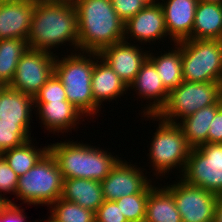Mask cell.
<instances>
[{
	"instance_id": "cell-38",
	"label": "cell",
	"mask_w": 222,
	"mask_h": 222,
	"mask_svg": "<svg viewBox=\"0 0 222 222\" xmlns=\"http://www.w3.org/2000/svg\"><path fill=\"white\" fill-rule=\"evenodd\" d=\"M12 200H9L8 198L6 199L5 196L2 197L0 195V213L5 209V207L10 203L11 204Z\"/></svg>"
},
{
	"instance_id": "cell-20",
	"label": "cell",
	"mask_w": 222,
	"mask_h": 222,
	"mask_svg": "<svg viewBox=\"0 0 222 222\" xmlns=\"http://www.w3.org/2000/svg\"><path fill=\"white\" fill-rule=\"evenodd\" d=\"M191 39L222 40V4L198 1Z\"/></svg>"
},
{
	"instance_id": "cell-4",
	"label": "cell",
	"mask_w": 222,
	"mask_h": 222,
	"mask_svg": "<svg viewBox=\"0 0 222 222\" xmlns=\"http://www.w3.org/2000/svg\"><path fill=\"white\" fill-rule=\"evenodd\" d=\"M75 52L63 60L55 58L54 73L61 80L67 100L72 103L83 115H95L100 106L94 101L91 77L96 59H100L99 53L87 52L90 54L86 57L84 52ZM85 56V57H84ZM95 60H92V58ZM96 57V58H95Z\"/></svg>"
},
{
	"instance_id": "cell-29",
	"label": "cell",
	"mask_w": 222,
	"mask_h": 222,
	"mask_svg": "<svg viewBox=\"0 0 222 222\" xmlns=\"http://www.w3.org/2000/svg\"><path fill=\"white\" fill-rule=\"evenodd\" d=\"M30 123L0 122V152L22 145L30 139Z\"/></svg>"
},
{
	"instance_id": "cell-9",
	"label": "cell",
	"mask_w": 222,
	"mask_h": 222,
	"mask_svg": "<svg viewBox=\"0 0 222 222\" xmlns=\"http://www.w3.org/2000/svg\"><path fill=\"white\" fill-rule=\"evenodd\" d=\"M183 173L180 178L186 183L222 194V144L207 143L191 149Z\"/></svg>"
},
{
	"instance_id": "cell-30",
	"label": "cell",
	"mask_w": 222,
	"mask_h": 222,
	"mask_svg": "<svg viewBox=\"0 0 222 222\" xmlns=\"http://www.w3.org/2000/svg\"><path fill=\"white\" fill-rule=\"evenodd\" d=\"M149 193L123 196L115 202L128 222H144Z\"/></svg>"
},
{
	"instance_id": "cell-43",
	"label": "cell",
	"mask_w": 222,
	"mask_h": 222,
	"mask_svg": "<svg viewBox=\"0 0 222 222\" xmlns=\"http://www.w3.org/2000/svg\"><path fill=\"white\" fill-rule=\"evenodd\" d=\"M44 222H45V221H44ZM46 222H55V221L49 217V219L46 220Z\"/></svg>"
},
{
	"instance_id": "cell-37",
	"label": "cell",
	"mask_w": 222,
	"mask_h": 222,
	"mask_svg": "<svg viewBox=\"0 0 222 222\" xmlns=\"http://www.w3.org/2000/svg\"><path fill=\"white\" fill-rule=\"evenodd\" d=\"M213 222H222V194L217 198Z\"/></svg>"
},
{
	"instance_id": "cell-27",
	"label": "cell",
	"mask_w": 222,
	"mask_h": 222,
	"mask_svg": "<svg viewBox=\"0 0 222 222\" xmlns=\"http://www.w3.org/2000/svg\"><path fill=\"white\" fill-rule=\"evenodd\" d=\"M31 144V140L29 139L22 145L1 153L7 164L18 176L28 172L49 151V146L37 149L35 146L32 147Z\"/></svg>"
},
{
	"instance_id": "cell-14",
	"label": "cell",
	"mask_w": 222,
	"mask_h": 222,
	"mask_svg": "<svg viewBox=\"0 0 222 222\" xmlns=\"http://www.w3.org/2000/svg\"><path fill=\"white\" fill-rule=\"evenodd\" d=\"M34 9L35 0L0 1V40H27Z\"/></svg>"
},
{
	"instance_id": "cell-41",
	"label": "cell",
	"mask_w": 222,
	"mask_h": 222,
	"mask_svg": "<svg viewBox=\"0 0 222 222\" xmlns=\"http://www.w3.org/2000/svg\"><path fill=\"white\" fill-rule=\"evenodd\" d=\"M199 1H205V2H212V3L222 4V0H199Z\"/></svg>"
},
{
	"instance_id": "cell-39",
	"label": "cell",
	"mask_w": 222,
	"mask_h": 222,
	"mask_svg": "<svg viewBox=\"0 0 222 222\" xmlns=\"http://www.w3.org/2000/svg\"><path fill=\"white\" fill-rule=\"evenodd\" d=\"M145 5H152L158 3L156 0H141ZM156 1V2H155Z\"/></svg>"
},
{
	"instance_id": "cell-40",
	"label": "cell",
	"mask_w": 222,
	"mask_h": 222,
	"mask_svg": "<svg viewBox=\"0 0 222 222\" xmlns=\"http://www.w3.org/2000/svg\"><path fill=\"white\" fill-rule=\"evenodd\" d=\"M37 1H54V2H70V3H74L75 0H37Z\"/></svg>"
},
{
	"instance_id": "cell-35",
	"label": "cell",
	"mask_w": 222,
	"mask_h": 222,
	"mask_svg": "<svg viewBox=\"0 0 222 222\" xmlns=\"http://www.w3.org/2000/svg\"><path fill=\"white\" fill-rule=\"evenodd\" d=\"M209 127L208 143L222 144V107L216 112Z\"/></svg>"
},
{
	"instance_id": "cell-15",
	"label": "cell",
	"mask_w": 222,
	"mask_h": 222,
	"mask_svg": "<svg viewBox=\"0 0 222 222\" xmlns=\"http://www.w3.org/2000/svg\"><path fill=\"white\" fill-rule=\"evenodd\" d=\"M130 33V37L141 43L163 39L168 35L165 18L160 2L146 5L134 17L124 24V39Z\"/></svg>"
},
{
	"instance_id": "cell-32",
	"label": "cell",
	"mask_w": 222,
	"mask_h": 222,
	"mask_svg": "<svg viewBox=\"0 0 222 222\" xmlns=\"http://www.w3.org/2000/svg\"><path fill=\"white\" fill-rule=\"evenodd\" d=\"M97 222H128L115 201L104 200L95 212Z\"/></svg>"
},
{
	"instance_id": "cell-3",
	"label": "cell",
	"mask_w": 222,
	"mask_h": 222,
	"mask_svg": "<svg viewBox=\"0 0 222 222\" xmlns=\"http://www.w3.org/2000/svg\"><path fill=\"white\" fill-rule=\"evenodd\" d=\"M48 146L63 179L84 178L101 182L120 160L106 150L73 141Z\"/></svg>"
},
{
	"instance_id": "cell-2",
	"label": "cell",
	"mask_w": 222,
	"mask_h": 222,
	"mask_svg": "<svg viewBox=\"0 0 222 222\" xmlns=\"http://www.w3.org/2000/svg\"><path fill=\"white\" fill-rule=\"evenodd\" d=\"M78 14L79 51L97 52L124 40V22L111 0H75Z\"/></svg>"
},
{
	"instance_id": "cell-5",
	"label": "cell",
	"mask_w": 222,
	"mask_h": 222,
	"mask_svg": "<svg viewBox=\"0 0 222 222\" xmlns=\"http://www.w3.org/2000/svg\"><path fill=\"white\" fill-rule=\"evenodd\" d=\"M63 176L55 157L48 151L28 172L18 177L16 196L24 203L48 206L61 198Z\"/></svg>"
},
{
	"instance_id": "cell-13",
	"label": "cell",
	"mask_w": 222,
	"mask_h": 222,
	"mask_svg": "<svg viewBox=\"0 0 222 222\" xmlns=\"http://www.w3.org/2000/svg\"><path fill=\"white\" fill-rule=\"evenodd\" d=\"M133 45L124 39L99 52L100 58L111 67L128 88L149 54L146 52L144 54L141 49Z\"/></svg>"
},
{
	"instance_id": "cell-23",
	"label": "cell",
	"mask_w": 222,
	"mask_h": 222,
	"mask_svg": "<svg viewBox=\"0 0 222 222\" xmlns=\"http://www.w3.org/2000/svg\"><path fill=\"white\" fill-rule=\"evenodd\" d=\"M34 98L8 86L0 92V122L30 123Z\"/></svg>"
},
{
	"instance_id": "cell-22",
	"label": "cell",
	"mask_w": 222,
	"mask_h": 222,
	"mask_svg": "<svg viewBox=\"0 0 222 222\" xmlns=\"http://www.w3.org/2000/svg\"><path fill=\"white\" fill-rule=\"evenodd\" d=\"M221 107L222 103H215L183 118L180 121L182 123H177L192 149L208 143L209 125Z\"/></svg>"
},
{
	"instance_id": "cell-11",
	"label": "cell",
	"mask_w": 222,
	"mask_h": 222,
	"mask_svg": "<svg viewBox=\"0 0 222 222\" xmlns=\"http://www.w3.org/2000/svg\"><path fill=\"white\" fill-rule=\"evenodd\" d=\"M165 188L173 195L182 222H213L218 195L183 179Z\"/></svg>"
},
{
	"instance_id": "cell-24",
	"label": "cell",
	"mask_w": 222,
	"mask_h": 222,
	"mask_svg": "<svg viewBox=\"0 0 222 222\" xmlns=\"http://www.w3.org/2000/svg\"><path fill=\"white\" fill-rule=\"evenodd\" d=\"M144 222H182L173 195L165 186L151 187Z\"/></svg>"
},
{
	"instance_id": "cell-19",
	"label": "cell",
	"mask_w": 222,
	"mask_h": 222,
	"mask_svg": "<svg viewBox=\"0 0 222 222\" xmlns=\"http://www.w3.org/2000/svg\"><path fill=\"white\" fill-rule=\"evenodd\" d=\"M61 198L96 212L104 202L101 182L84 178L63 180Z\"/></svg>"
},
{
	"instance_id": "cell-42",
	"label": "cell",
	"mask_w": 222,
	"mask_h": 222,
	"mask_svg": "<svg viewBox=\"0 0 222 222\" xmlns=\"http://www.w3.org/2000/svg\"><path fill=\"white\" fill-rule=\"evenodd\" d=\"M6 85H4L1 81H0V92L5 88Z\"/></svg>"
},
{
	"instance_id": "cell-8",
	"label": "cell",
	"mask_w": 222,
	"mask_h": 222,
	"mask_svg": "<svg viewBox=\"0 0 222 222\" xmlns=\"http://www.w3.org/2000/svg\"><path fill=\"white\" fill-rule=\"evenodd\" d=\"M147 117L155 118V120L157 117L160 120L159 129L157 128L154 133L149 150L152 167L159 176H163V173L165 176L167 171L169 172L177 166L182 167L181 172L183 174L192 148L188 145L180 126L177 123L164 121L157 115H148Z\"/></svg>"
},
{
	"instance_id": "cell-6",
	"label": "cell",
	"mask_w": 222,
	"mask_h": 222,
	"mask_svg": "<svg viewBox=\"0 0 222 222\" xmlns=\"http://www.w3.org/2000/svg\"><path fill=\"white\" fill-rule=\"evenodd\" d=\"M183 81L222 82V40L181 41Z\"/></svg>"
},
{
	"instance_id": "cell-16",
	"label": "cell",
	"mask_w": 222,
	"mask_h": 222,
	"mask_svg": "<svg viewBox=\"0 0 222 222\" xmlns=\"http://www.w3.org/2000/svg\"><path fill=\"white\" fill-rule=\"evenodd\" d=\"M199 0H167L161 2L165 26L174 43L191 39L195 10Z\"/></svg>"
},
{
	"instance_id": "cell-7",
	"label": "cell",
	"mask_w": 222,
	"mask_h": 222,
	"mask_svg": "<svg viewBox=\"0 0 222 222\" xmlns=\"http://www.w3.org/2000/svg\"><path fill=\"white\" fill-rule=\"evenodd\" d=\"M215 103H222V82L183 81L178 88L169 92L168 100L157 116L164 121L177 123L176 120H182Z\"/></svg>"
},
{
	"instance_id": "cell-1",
	"label": "cell",
	"mask_w": 222,
	"mask_h": 222,
	"mask_svg": "<svg viewBox=\"0 0 222 222\" xmlns=\"http://www.w3.org/2000/svg\"><path fill=\"white\" fill-rule=\"evenodd\" d=\"M78 36V14L74 3L35 0L27 38L29 48L50 53L52 47L68 41L78 51Z\"/></svg>"
},
{
	"instance_id": "cell-26",
	"label": "cell",
	"mask_w": 222,
	"mask_h": 222,
	"mask_svg": "<svg viewBox=\"0 0 222 222\" xmlns=\"http://www.w3.org/2000/svg\"><path fill=\"white\" fill-rule=\"evenodd\" d=\"M25 39L11 38L0 40V81L8 86L15 74L19 59L28 49Z\"/></svg>"
},
{
	"instance_id": "cell-12",
	"label": "cell",
	"mask_w": 222,
	"mask_h": 222,
	"mask_svg": "<svg viewBox=\"0 0 222 222\" xmlns=\"http://www.w3.org/2000/svg\"><path fill=\"white\" fill-rule=\"evenodd\" d=\"M126 161L119 160L110 173L101 181L103 197L115 201L123 196L137 193H150L153 186L142 170ZM150 182H149V181Z\"/></svg>"
},
{
	"instance_id": "cell-34",
	"label": "cell",
	"mask_w": 222,
	"mask_h": 222,
	"mask_svg": "<svg viewBox=\"0 0 222 222\" xmlns=\"http://www.w3.org/2000/svg\"><path fill=\"white\" fill-rule=\"evenodd\" d=\"M18 177L15 171L7 164L5 158L0 155V192H13L16 194Z\"/></svg>"
},
{
	"instance_id": "cell-36",
	"label": "cell",
	"mask_w": 222,
	"mask_h": 222,
	"mask_svg": "<svg viewBox=\"0 0 222 222\" xmlns=\"http://www.w3.org/2000/svg\"><path fill=\"white\" fill-rule=\"evenodd\" d=\"M24 209H20L14 202L9 203L0 213L2 222H25V215L22 214Z\"/></svg>"
},
{
	"instance_id": "cell-28",
	"label": "cell",
	"mask_w": 222,
	"mask_h": 222,
	"mask_svg": "<svg viewBox=\"0 0 222 222\" xmlns=\"http://www.w3.org/2000/svg\"><path fill=\"white\" fill-rule=\"evenodd\" d=\"M51 216L55 222H94L95 212L83 208L77 203L63 198L57 199L51 204ZM55 205V206H54Z\"/></svg>"
},
{
	"instance_id": "cell-21",
	"label": "cell",
	"mask_w": 222,
	"mask_h": 222,
	"mask_svg": "<svg viewBox=\"0 0 222 222\" xmlns=\"http://www.w3.org/2000/svg\"><path fill=\"white\" fill-rule=\"evenodd\" d=\"M96 61L91 77V88L94 101L101 106L100 103L104 100L112 101L126 93L128 87L105 61L102 59Z\"/></svg>"
},
{
	"instance_id": "cell-18",
	"label": "cell",
	"mask_w": 222,
	"mask_h": 222,
	"mask_svg": "<svg viewBox=\"0 0 222 222\" xmlns=\"http://www.w3.org/2000/svg\"><path fill=\"white\" fill-rule=\"evenodd\" d=\"M37 107V113L40 115L42 124L47 130L58 132L71 129L79 122L82 113L68 100L65 101H49L47 103H34ZM78 119V120H77ZM78 121V122H77ZM77 122V123H76Z\"/></svg>"
},
{
	"instance_id": "cell-33",
	"label": "cell",
	"mask_w": 222,
	"mask_h": 222,
	"mask_svg": "<svg viewBox=\"0 0 222 222\" xmlns=\"http://www.w3.org/2000/svg\"><path fill=\"white\" fill-rule=\"evenodd\" d=\"M118 17L126 23L146 5L141 0H111Z\"/></svg>"
},
{
	"instance_id": "cell-25",
	"label": "cell",
	"mask_w": 222,
	"mask_h": 222,
	"mask_svg": "<svg viewBox=\"0 0 222 222\" xmlns=\"http://www.w3.org/2000/svg\"><path fill=\"white\" fill-rule=\"evenodd\" d=\"M175 50L157 57L148 54V59L154 64L164 87L170 92L183 82L181 41L177 42ZM177 49V50H176Z\"/></svg>"
},
{
	"instance_id": "cell-17",
	"label": "cell",
	"mask_w": 222,
	"mask_h": 222,
	"mask_svg": "<svg viewBox=\"0 0 222 222\" xmlns=\"http://www.w3.org/2000/svg\"><path fill=\"white\" fill-rule=\"evenodd\" d=\"M129 87L138 90L137 94L144 99H155L145 107L144 115H157L168 100L169 91L164 87L154 64L148 58Z\"/></svg>"
},
{
	"instance_id": "cell-10",
	"label": "cell",
	"mask_w": 222,
	"mask_h": 222,
	"mask_svg": "<svg viewBox=\"0 0 222 222\" xmlns=\"http://www.w3.org/2000/svg\"><path fill=\"white\" fill-rule=\"evenodd\" d=\"M53 52L28 48L19 59L14 77L8 85L13 90L34 98L54 73Z\"/></svg>"
},
{
	"instance_id": "cell-31",
	"label": "cell",
	"mask_w": 222,
	"mask_h": 222,
	"mask_svg": "<svg viewBox=\"0 0 222 222\" xmlns=\"http://www.w3.org/2000/svg\"><path fill=\"white\" fill-rule=\"evenodd\" d=\"M67 100L66 92L61 80L55 73L41 87L39 93L34 97V103H47L49 101Z\"/></svg>"
}]
</instances>
